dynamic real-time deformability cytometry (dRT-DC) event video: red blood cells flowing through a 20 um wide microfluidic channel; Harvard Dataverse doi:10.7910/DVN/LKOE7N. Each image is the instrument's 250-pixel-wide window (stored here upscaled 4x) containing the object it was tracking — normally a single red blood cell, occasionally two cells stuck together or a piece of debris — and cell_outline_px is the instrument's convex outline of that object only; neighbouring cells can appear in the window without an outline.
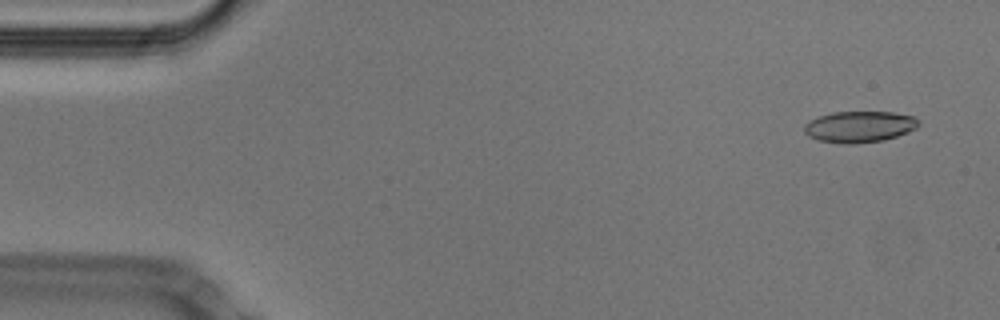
{"species": "Egyptian fruit bat (a non-hibernating species)", "species_latin": "Rousettus aegyptiacus", "temperature_condition": "cold", "stored_images_in_passage": 52, "camera_frame_rate_fps": 3000, "um_per_image_px": 0.085, "animal": {"sex": "male"}, "frame": {"image": 1, "passage_image": 3, "time_ms": 0.667, "image_size_px": [1000, 320], "cell_outline_px": [[920, 124], [916, 128], [908, 132], [884, 140], [852, 144], [844, 144], [820, 140], [808, 136], [804, 132], [804, 124], [808, 120], [832, 112], [892, 112], [912, 116]], "centroid_in_image_um": [73.02, 10.77], "position_along_channel_um": 12.0, "area_um2": 20.75}}
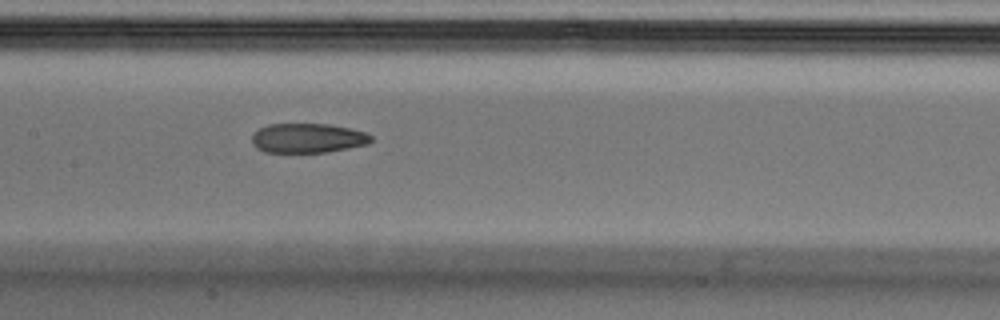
{"frame": {"image": 2, "passage_image": 25, "time_ms": 8.0, "image_size_px": [1000, 320], "cell_outline_px": [[372, 140], [368, 144], [328, 152], [264, 152], [256, 148], [252, 144], [252, 136], [260, 128], [268, 124], [328, 124], [348, 128], [364, 132], [372, 136]], "centroid_in_image_um": [26.14, 11.74], "position_along_channel_um": 181.3, "area_um2": 20.4}}
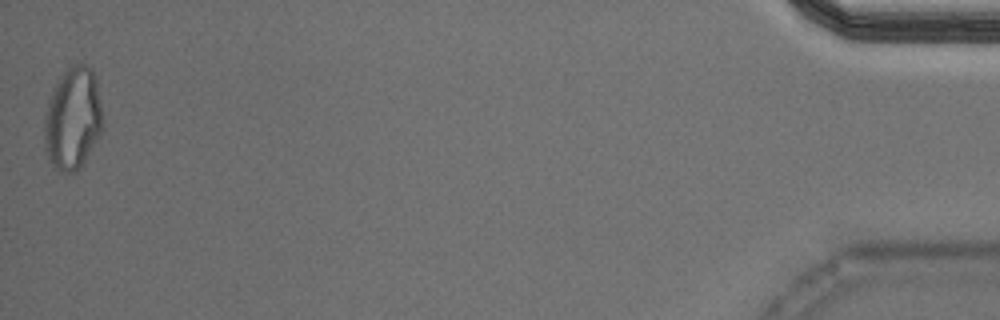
{"frame": {"image": 3, "passage_image": 52, "time_ms": 17.0, "image_size_px": [1000, 320], "cell_outline_px": [[100, 136], [80, 168], [76, 172], [60, 172], [52, 164], [44, 148], [44, 116], [48, 100], [60, 76], [72, 64], [84, 64], [92, 68], [96, 80], [100, 104]], "centroid_in_image_um": [6.15, 10.09], "position_along_channel_um": 429.0, "area_um2": 34.51}, "authors_computed_cell_mechanics": {"area_um2": 21.8773, "velocity_mm_per_s": 3.8015, "shape_relaxation_time_tau1_ms": null, "shape_relaxation_time_tau2_ms": 1.9704, "deformation_change_tau1": null, "deformation_change_tau2": 0.0877}}